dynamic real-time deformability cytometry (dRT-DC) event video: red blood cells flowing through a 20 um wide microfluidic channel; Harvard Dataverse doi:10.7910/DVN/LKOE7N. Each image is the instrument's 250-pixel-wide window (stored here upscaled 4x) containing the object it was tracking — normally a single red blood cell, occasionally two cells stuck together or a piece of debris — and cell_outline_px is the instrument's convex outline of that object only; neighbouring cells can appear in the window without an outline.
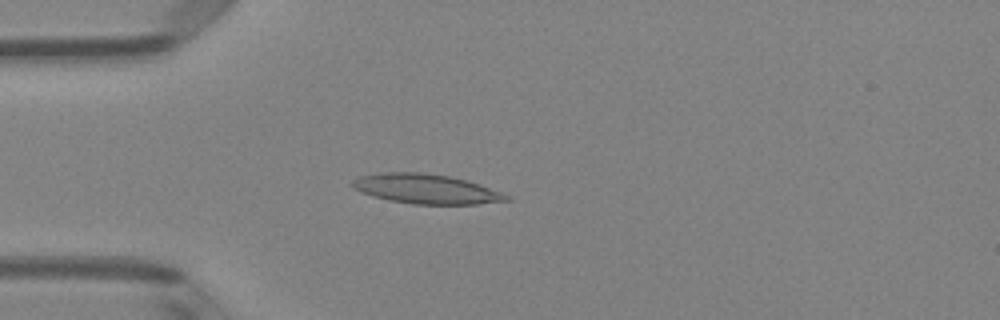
{"species": "Egyptian fruit bat (a non-hibernating species)", "species_latin": "Rousettus aegyptiacus", "temperature_condition": "room temperature", "stored_images_in_passage": 49, "camera_frame_rate_fps": 3000, "um_per_image_px": 0.085, "animal": {"sex": "female"}, "frame": {"image": 1, "passage_image": 13, "time_ms": 4.0, "image_size_px": [1000, 320], "cell_outline_px": [[512, 200], [476, 204], [412, 204], [388, 200], [372, 196], [352, 188], [348, 184], [352, 180], [360, 176], [380, 172], [420, 172], [448, 176], [480, 184], [512, 196]], "centroid_in_image_um": [36.19, 16.06], "position_along_channel_um": 48.8, "area_um2": 26.76}}
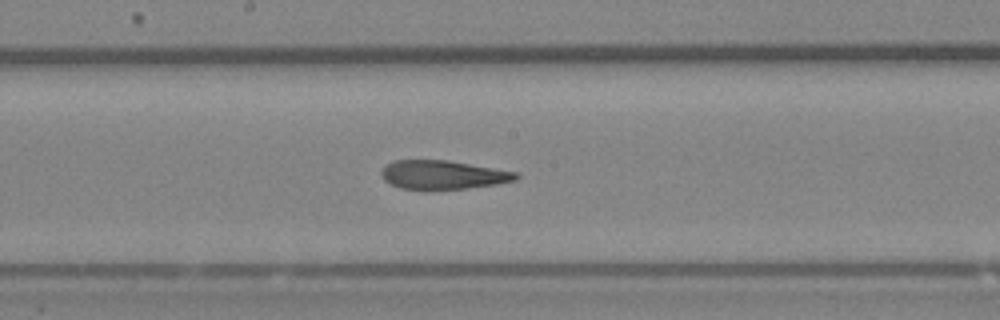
{"frame": {"image": 2, "passage_image": 26, "time_ms": 8.333, "image_size_px": [1000, 320], "cell_outline_px": [[520, 176], [516, 180], [496, 184], [468, 188], [432, 192], [424, 192], [400, 188], [384, 180], [380, 176], [380, 172], [392, 160], [448, 160], [516, 172]], "centroid_in_image_um": [37.6, 14.9], "position_along_channel_um": 210.6, "area_um2": 23.24}}
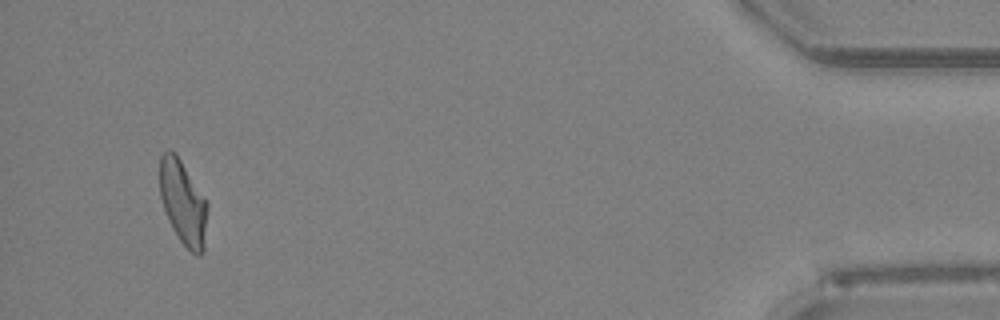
{"frame": {"image": 3, "passage_image": 47, "time_ms": 15.333, "image_size_px": [1000, 320], "cell_outline_px": [[208, 212], [204, 248], [200, 256], [196, 256], [180, 240], [172, 228], [168, 220], [160, 196], [160, 156], [168, 148], [176, 152], [208, 204]], "centroid_in_image_um": [15.56, 17.21], "position_along_channel_um": 419.6, "area_um2": 23.41}, "authors_computed_cell_mechanics": {"area_um2": 23.6402, "velocity_mm_per_s": 4.0509, "shape_relaxation_time_tau1_ms": null, "shape_relaxation_time_tau2_ms": 3.7922, "deformation_change_tau1": null, "deformation_change_tau2": 0.1208}}